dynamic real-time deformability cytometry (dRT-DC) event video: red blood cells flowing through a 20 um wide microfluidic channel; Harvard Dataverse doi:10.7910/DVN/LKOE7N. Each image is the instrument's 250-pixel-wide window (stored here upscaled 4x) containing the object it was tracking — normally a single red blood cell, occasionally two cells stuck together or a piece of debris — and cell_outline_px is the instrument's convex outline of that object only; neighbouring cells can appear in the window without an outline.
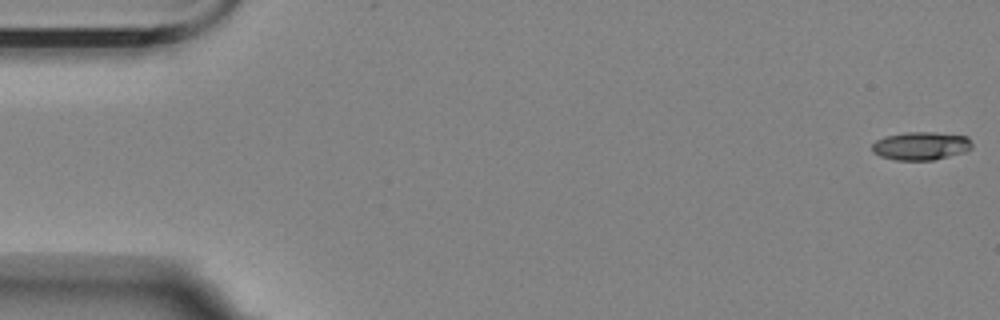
{"species": "Egyptian fruit bat (a non-hibernating species)", "species_latin": "Rousettus aegyptiacus", "temperature_condition": "room temperature", "stored_images_in_passage": 5, "camera_frame_rate_fps": 3000, "um_per_image_px": 0.085, "animal": {"sex": "female"}, "frame": {"image": 1, "passage_image": 1, "time_ms": 0.0, "image_size_px": [1000, 320], "cell_outline_px": [[972, 148], [964, 152], [932, 160], [896, 160], [880, 156], [872, 152], [872, 144], [876, 140], [884, 136], [904, 132], [936, 132], [968, 136], [972, 144]], "centroid_in_image_um": [78.26, 12.39], "position_along_channel_um": 6.7, "area_um2": 16.53}}